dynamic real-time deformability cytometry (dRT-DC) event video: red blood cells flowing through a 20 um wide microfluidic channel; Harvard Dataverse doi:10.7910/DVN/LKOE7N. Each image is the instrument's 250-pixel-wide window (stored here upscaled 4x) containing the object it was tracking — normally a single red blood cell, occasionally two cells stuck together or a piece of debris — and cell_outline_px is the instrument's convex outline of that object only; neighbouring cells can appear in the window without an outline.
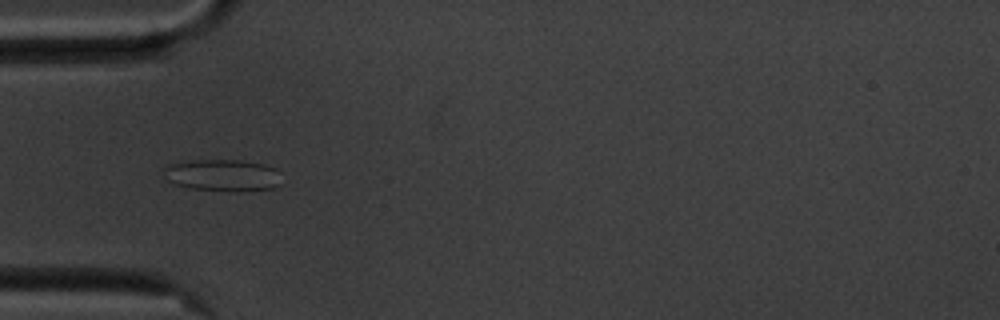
{"species": "common noctule bat (a hibernating species)", "species_latin": "Nyctalus noctula", "temperature_condition": "cold", "stored_images_in_passage": 33, "camera_frame_rate_fps": 3000, "um_per_image_px": 0.085, "animal": {"sex": "male", "body_mass_g": 20.1, "forearm_length_mm": 53.5}, "frame": {"image": 1, "passage_image": 3, "time_ms": 0.667, "image_size_px": [1000, 320], "cell_outline_px": [[280, 184], [272, 188], [240, 192], [232, 192], [192, 188], [172, 184], [168, 180], [164, 168], [168, 164], [192, 160], [240, 160], [264, 164], [276, 168]], "centroid_in_image_um": [18.93, 14.9], "position_along_channel_um": 66.1, "area_um2": 21.91}}
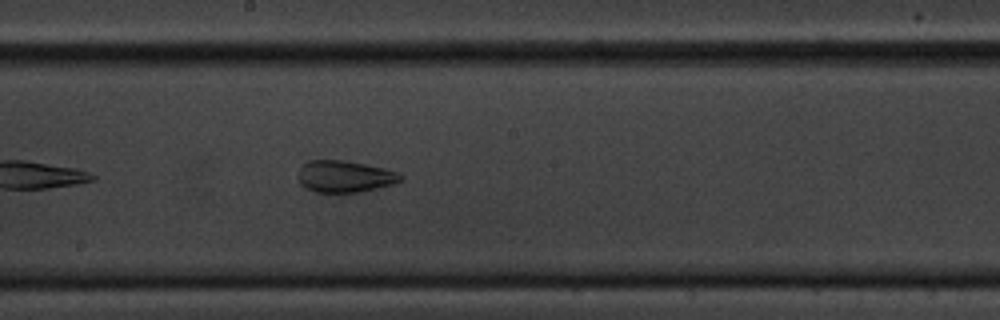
{"frame": {"image": 2, "passage_image": 16, "time_ms": 5.0, "image_size_px": [1000, 320], "cell_outline_px": [[404, 180], [396, 184], [360, 192], [316, 192], [300, 184], [296, 176], [300, 164], [308, 160], [344, 160], [384, 168], [400, 172], [404, 176]], "centroid_in_image_um": [29.32, 14.99], "position_along_channel_um": 218.9, "area_um2": 19.42}}
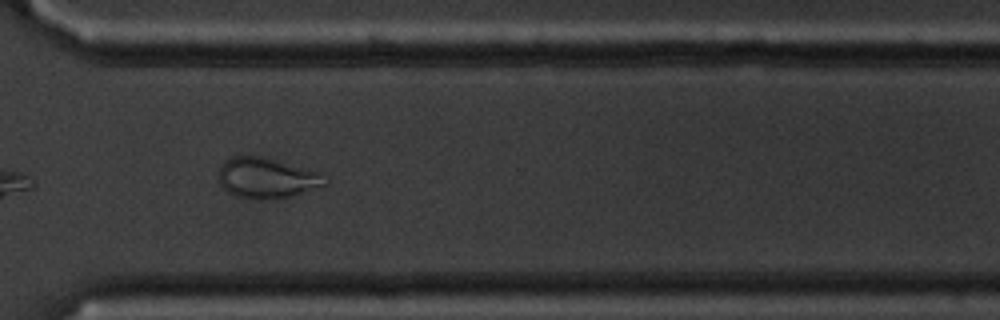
{"frame": {"image": 3, "passage_image": 27, "time_ms": 8.667, "image_size_px": [1000, 320], "cell_outline_px": [[328, 184], [288, 196], [236, 196], [228, 192], [220, 184], [220, 168], [224, 160], [232, 156], [256, 156], [320, 172], [328, 180]], "centroid_in_image_um": [22.67, 15.08], "position_along_channel_um": 347.9, "area_um2": 23.7}, "authors_computed_cell_mechanics": {"area_um2": 19.8254, "velocity_mm_per_s": 3.5271, "shape_relaxation_time_tau1_ms": null, "shape_relaxation_time_tau2_ms": 1.8685, "deformation_change_tau1": null, "deformation_change_tau2": 0.0839}}